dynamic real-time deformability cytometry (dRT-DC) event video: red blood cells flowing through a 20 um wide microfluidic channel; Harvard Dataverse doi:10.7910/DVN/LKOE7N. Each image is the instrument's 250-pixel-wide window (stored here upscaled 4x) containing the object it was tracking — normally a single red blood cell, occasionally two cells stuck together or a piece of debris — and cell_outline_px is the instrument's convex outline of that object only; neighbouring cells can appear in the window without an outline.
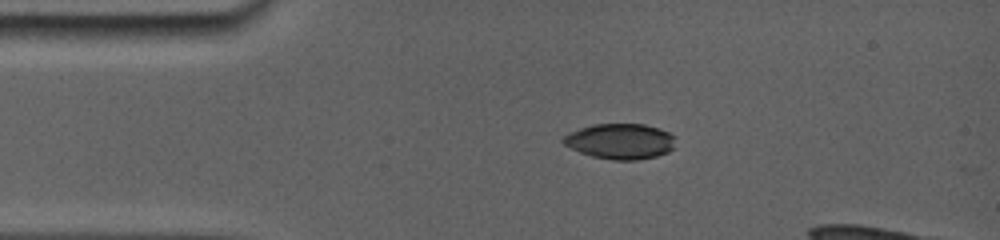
{"species": "common noctule bat (a hibernating species)", "species_latin": "Nyctalus noctula", "temperature_condition": "room temperature", "stored_images_in_passage": 5, "camera_frame_rate_fps": 5000, "um_per_image_px": 0.085, "animal": {"sex": "female", "body_mass_g": 19.0, "forearm_length_mm": 56.7}, "frame": {"image": 1, "passage_image": 1, "time_ms": 0.0, "image_size_px": [1000, 240], "cell_outline_px": [[672, 148], [668, 152], [656, 156], [636, 160], [616, 160], [592, 156], [580, 152], [564, 144], [564, 140], [572, 132], [580, 128], [596, 124], [644, 124], [668, 132], [672, 136]], "centroid_in_image_um": [52.73, 12.01], "position_along_channel_um": 32.3, "area_um2": 22.48}}
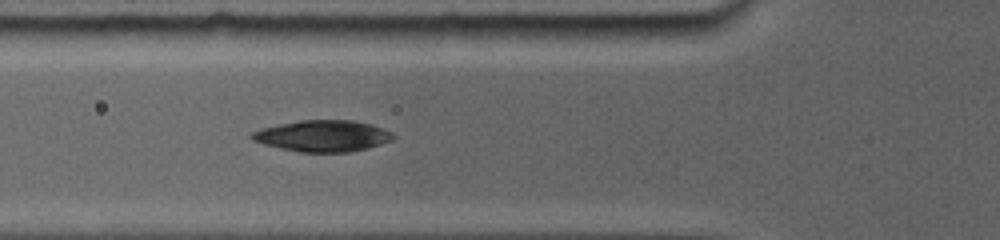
{"frame": {"image": 2, "passage_image": 4, "time_ms": 2.6, "image_size_px": [1000, 240], "cell_outline_px": [[396, 136], [392, 140], [364, 148], [348, 152], [300, 152], [264, 144], [252, 140], [252, 132], [264, 128], [280, 124], [304, 120], [352, 120], [368, 124], [380, 128]], "centroid_in_image_um": [27.41, 11.55], "position_along_channel_um": 98.4, "area_um2": 25.09}}
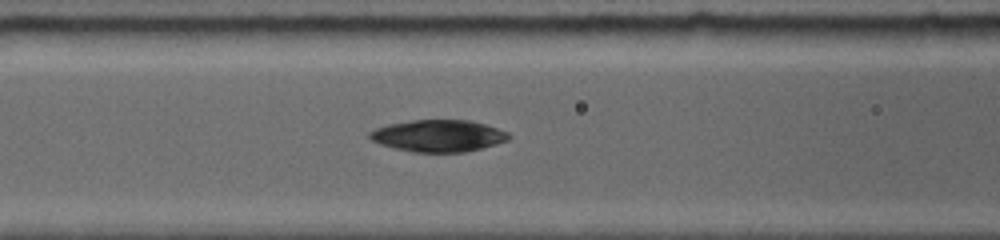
{"frame": {"image": 3, "passage_image": 5, "time_ms": 3.4, "image_size_px": [1000, 240], "cell_outline_px": [[508, 140], [480, 148], [464, 152], [416, 152], [396, 148], [372, 140], [368, 136], [368, 132], [376, 128], [392, 124], [412, 120], [468, 120], [484, 124], [496, 128], [504, 132], [508, 136]], "centroid_in_image_um": [37.23, 11.54], "position_along_channel_um": 129.4, "area_um2": 25.14}}